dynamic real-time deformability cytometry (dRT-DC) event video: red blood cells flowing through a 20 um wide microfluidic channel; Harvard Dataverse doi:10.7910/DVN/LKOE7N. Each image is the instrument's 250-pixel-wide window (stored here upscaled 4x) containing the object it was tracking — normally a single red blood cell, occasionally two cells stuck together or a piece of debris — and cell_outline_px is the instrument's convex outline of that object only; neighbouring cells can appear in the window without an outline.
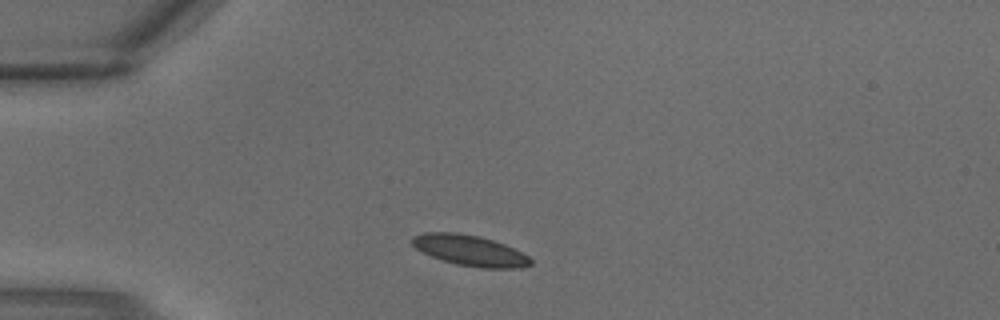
{"species": "common noctule bat (a hibernating species)", "species_latin": "Nyctalus noctula", "temperature_condition": "warm", "stored_images_in_passage": 1, "camera_frame_rate_fps": 3000, "um_per_image_px": 0.085, "animal": {"sex": "male", "body_mass_g": 18.8}, "frame": {"image": 1, "passage_image": 1, "time_ms": 0.0, "image_size_px": [1000, 320], "cell_outline_px": [[532, 264], [520, 268], [480, 268], [456, 264], [432, 256], [416, 248], [412, 244], [412, 236], [424, 232], [452, 232], [476, 236], [492, 240], [504, 244], [528, 256], [532, 260]], "centroid_in_image_um": [39.94, 21.29], "position_along_channel_um": 45.1, "area_um2": 20.87}}